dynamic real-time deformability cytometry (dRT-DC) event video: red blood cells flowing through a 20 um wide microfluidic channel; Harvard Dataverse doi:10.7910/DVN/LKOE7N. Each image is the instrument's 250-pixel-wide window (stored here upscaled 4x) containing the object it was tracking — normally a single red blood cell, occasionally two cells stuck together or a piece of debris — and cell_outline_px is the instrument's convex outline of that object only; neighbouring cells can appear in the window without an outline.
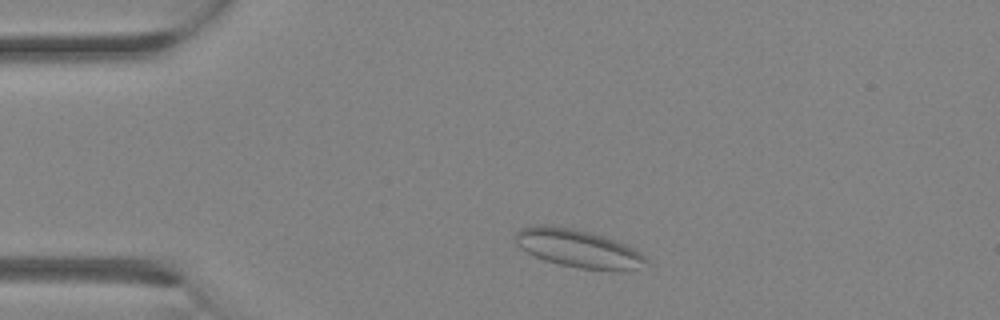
{"species": "Egyptian fruit bat (a non-hibernating species)", "species_latin": "Rousettus aegyptiacus", "temperature_condition": "room temperature", "stored_images_in_passage": 13, "camera_frame_rate_fps": 3000, "um_per_image_px": 0.085, "animal": {"sex": "female"}, "frame": {"image": 1, "passage_image": 3, "time_ms": 0.667, "image_size_px": [1000, 320], "cell_outline_px": [[648, 260], [636, 268], [624, 272], [612, 272], [580, 268], [560, 264], [544, 260], [528, 252], [516, 244], [516, 232], [520, 228], [536, 224], [552, 224], [572, 228], [604, 236], [616, 240], [640, 252]], "centroid_in_image_um": [49.14, 21.12], "position_along_channel_um": 35.9, "area_um2": 29.07}}
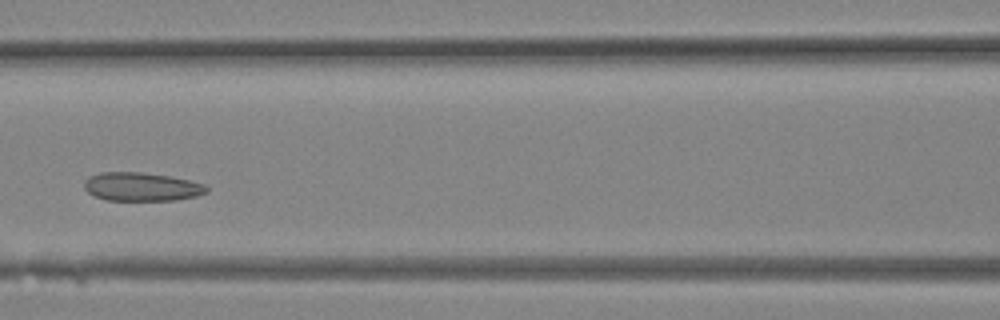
{"frame": {"image": 2, "passage_image": 10, "time_ms": 3.0, "image_size_px": [1000, 320], "cell_outline_px": [[208, 192], [196, 196], [176, 200], [108, 200], [96, 196], [88, 192], [84, 188], [84, 180], [88, 176], [100, 172], [140, 172], [168, 176], [188, 180], [204, 184], [208, 188]], "centroid_in_image_um": [12.01, 15.87], "position_along_channel_um": 154.6, "area_um2": 20.29}}
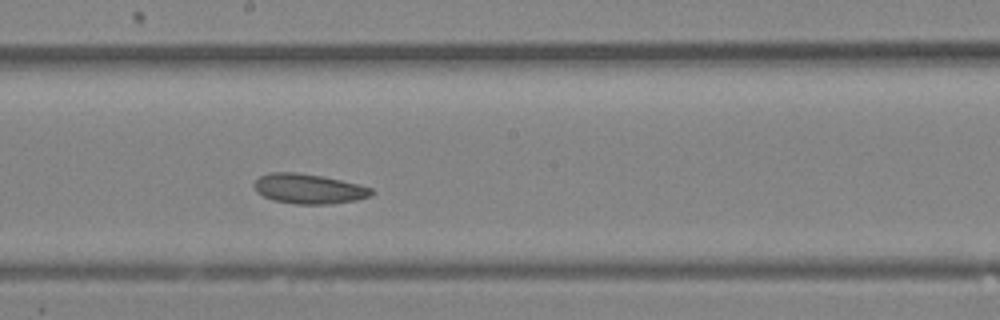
{"frame": {"image": 3, "passage_image": 13, "time_ms": 4.0, "image_size_px": [1000, 320], "cell_outline_px": [[376, 192], [368, 196], [356, 200], [328, 204], [296, 204], [272, 200], [256, 192], [252, 184], [260, 176], [268, 172], [296, 172], [320, 176], [340, 180], [372, 188]], "centroid_in_image_um": [26.19, 16.05], "position_along_channel_um": 222.0, "area_um2": 20.35}}